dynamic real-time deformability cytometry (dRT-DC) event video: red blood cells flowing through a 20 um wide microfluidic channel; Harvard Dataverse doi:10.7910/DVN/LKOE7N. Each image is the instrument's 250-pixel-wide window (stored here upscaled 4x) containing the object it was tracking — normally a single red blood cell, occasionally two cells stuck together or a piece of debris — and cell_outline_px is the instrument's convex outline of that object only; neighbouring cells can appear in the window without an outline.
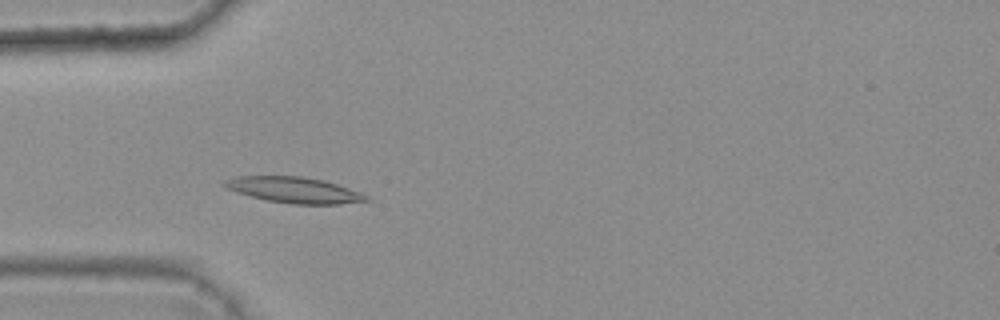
{"species": "common noctule bat (a hibernating species)", "species_latin": "Nyctalus noctula", "temperature_condition": "warm", "stored_images_in_passage": 9, "camera_frame_rate_fps": 3000, "um_per_image_px": 0.085, "animal": {"sex": "female", "body_mass_g": 25.1}, "frame": {"image": 1, "passage_image": 4, "time_ms": 1.0, "image_size_px": [1000, 320], "cell_outline_px": [[372, 200], [340, 204], [292, 204], [268, 200], [252, 196], [228, 188], [220, 184], [224, 180], [236, 176], [300, 176], [324, 180], [360, 192], [368, 196]], "centroid_in_image_um": [25.03, 16.14], "position_along_channel_um": 60.0, "area_um2": 21.15}}
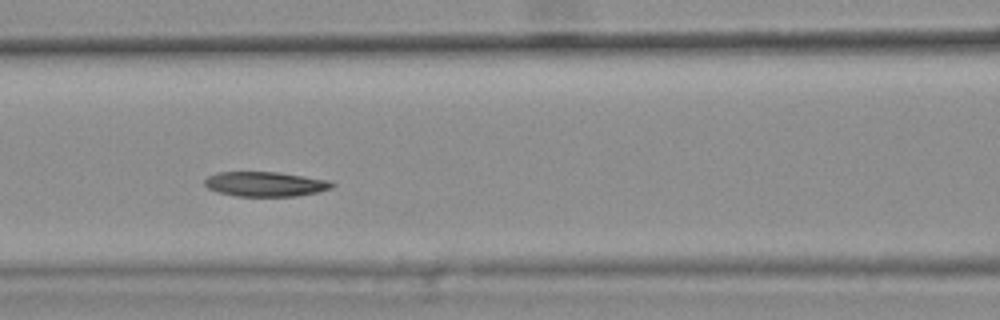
{"frame": {"image": 2, "passage_image": 6, "time_ms": 1.667, "image_size_px": [1000, 320], "cell_outline_px": [[336, 184], [332, 188], [316, 192], [296, 196], [236, 196], [216, 192], [208, 188], [204, 184], [204, 180], [208, 176], [220, 172], [276, 172], [332, 180]], "centroid_in_image_um": [22.57, 15.64], "position_along_channel_um": 144.0, "area_um2": 18.44}}
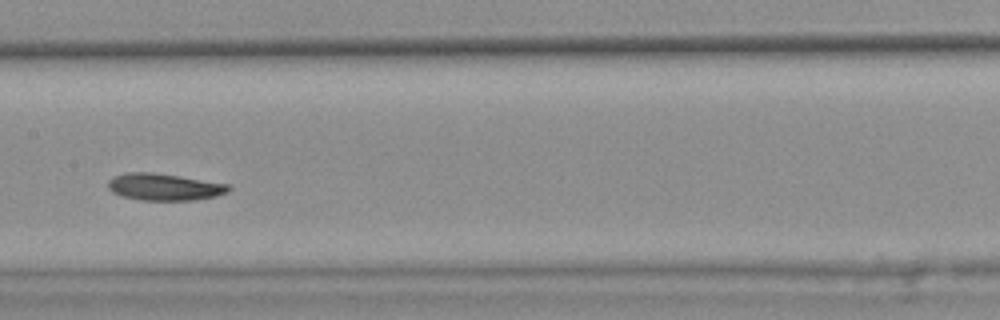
{"frame": {"image": 3, "passage_image": 7, "time_ms": 2.0, "image_size_px": [1000, 320], "cell_outline_px": [[232, 188], [228, 192], [216, 196], [196, 200], [140, 200], [120, 196], [112, 192], [108, 188], [108, 180], [112, 176], [128, 172], [152, 172], [180, 176], [228, 184]], "centroid_in_image_um": [13.94, 15.89], "position_along_channel_um": 193.5, "area_um2": 19.07}}